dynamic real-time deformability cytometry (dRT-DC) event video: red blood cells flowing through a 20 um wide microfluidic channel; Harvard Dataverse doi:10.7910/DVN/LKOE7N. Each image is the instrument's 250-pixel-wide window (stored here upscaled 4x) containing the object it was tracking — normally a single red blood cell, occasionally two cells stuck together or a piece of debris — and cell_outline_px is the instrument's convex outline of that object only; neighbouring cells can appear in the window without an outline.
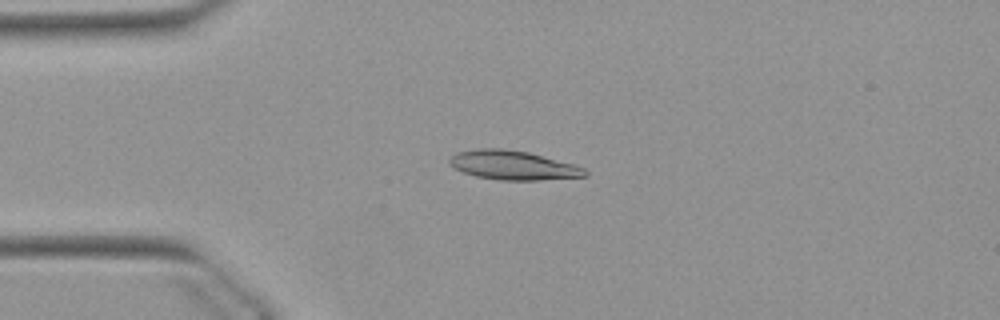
{"species": "Egyptian fruit bat (a non-hibernating species)", "species_latin": "Rousettus aegyptiacus", "temperature_condition": "warm", "stored_images_in_passage": 14, "camera_frame_rate_fps": 3000, "um_per_image_px": 0.085, "animal": {"sex": "female"}, "frame": {"image": 1, "passage_image": 2, "time_ms": 0.333, "image_size_px": [1000, 320], "cell_outline_px": [[588, 176], [540, 180], [500, 180], [476, 176], [464, 172], [456, 168], [448, 160], [456, 152], [476, 148], [504, 148], [528, 152], [572, 164], [584, 168], [588, 172]], "centroid_in_image_um": [43.61, 14.04], "position_along_channel_um": 41.4, "area_um2": 22.83}}
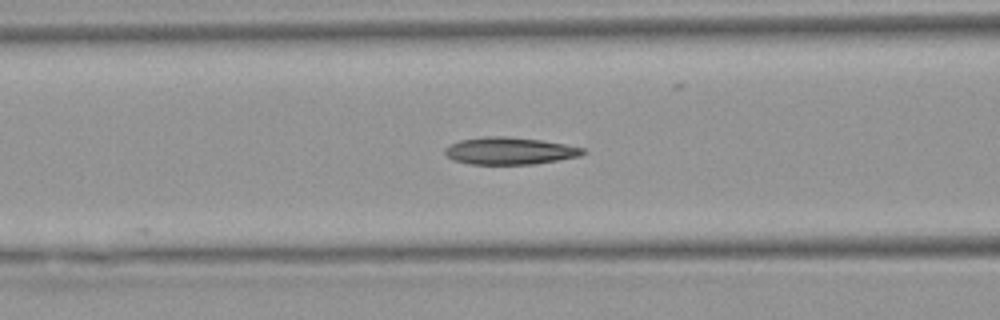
{"frame": {"image": 2, "passage_image": 10, "time_ms": 3.0, "image_size_px": [1000, 320], "cell_outline_px": [[588, 152], [580, 156], [536, 164], [472, 164], [452, 160], [444, 152], [444, 148], [448, 144], [460, 140], [484, 136], [504, 136], [540, 140], [564, 144], [584, 148]], "centroid_in_image_um": [43.31, 12.82], "position_along_channel_um": 123.3, "area_um2": 21.96}}
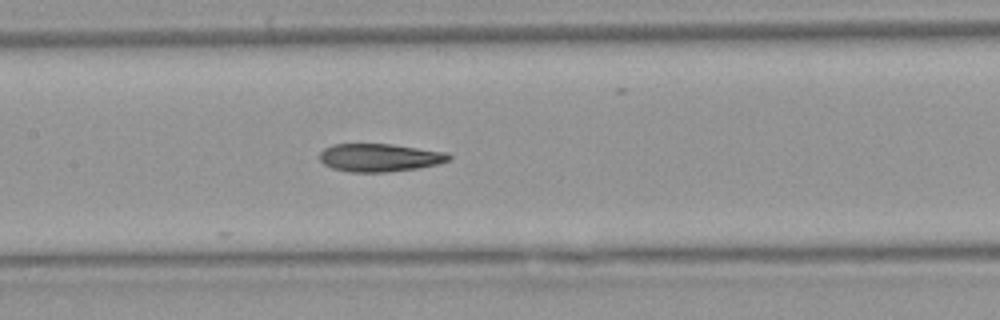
{"frame": {"image": 3, "passage_image": 14, "time_ms": 4.333, "image_size_px": [1000, 320], "cell_outline_px": [[452, 160], [436, 164], [416, 168], [388, 172], [348, 172], [332, 168], [324, 164], [320, 160], [320, 152], [324, 148], [332, 144], [392, 144], [448, 152], [452, 156]], "centroid_in_image_um": [32.28, 13.39], "position_along_channel_um": 175.1, "area_um2": 21.21}}